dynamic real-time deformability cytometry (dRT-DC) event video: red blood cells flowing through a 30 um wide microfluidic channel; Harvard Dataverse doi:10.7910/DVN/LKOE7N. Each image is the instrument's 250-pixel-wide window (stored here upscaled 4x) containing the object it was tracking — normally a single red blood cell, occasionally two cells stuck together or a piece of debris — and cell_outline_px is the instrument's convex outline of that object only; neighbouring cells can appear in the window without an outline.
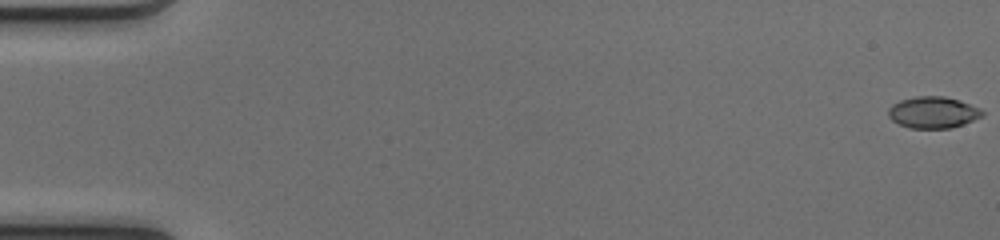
{"species": "common noctule bat (a hibernating species)", "species_latin": "Nyctalus noctula", "temperature_condition": "cold", "stored_images_in_passage": 51, "camera_frame_rate_fps": 3000, "um_per_image_px": 0.085, "animal": {"sex": "female", "body_mass_g": 17.0, "forearm_length_mm": 48.0}, "frame": {"image": 1, "passage_image": 1, "time_ms": 0.0, "image_size_px": [1000, 240], "cell_outline_px": [[984, 116], [964, 124], [952, 128], [908, 128], [892, 120], [888, 116], [888, 108], [892, 104], [900, 100], [916, 96], [944, 96], [960, 100], [980, 108], [984, 112]], "centroid_in_image_um": [79.32, 9.55], "position_along_channel_um": 5.7, "area_um2": 17.46}}
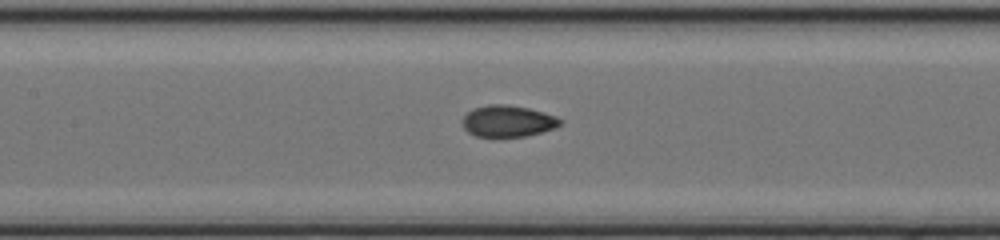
{"frame": {"image": 2, "passage_image": 25, "time_ms": 8.0, "image_size_px": [1000, 240], "cell_outline_px": [[564, 124], [556, 128], [528, 136], [476, 136], [468, 132], [464, 128], [460, 120], [468, 112], [476, 108], [488, 104], [504, 104], [528, 108], [544, 112], [556, 116], [564, 120]], "centroid_in_image_um": [43.22, 10.29], "position_along_channel_um": 164.2, "area_um2": 18.09}}
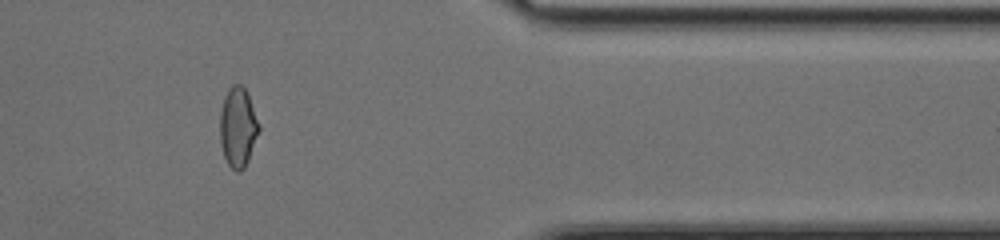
{"frame": {"image": 3, "passage_image": 43, "time_ms": 14.0, "image_size_px": [1000, 240], "cell_outline_px": [[260, 128], [248, 160], [244, 168], [240, 172], [236, 172], [228, 164], [224, 156], [220, 140], [220, 112], [224, 96], [228, 88], [232, 84], [240, 84], [244, 88], [248, 96], [260, 124]], "centroid_in_image_um": [20.21, 10.81], "position_along_channel_um": 391.2, "area_um2": 18.03}, "authors_computed_cell_mechanics": {"area_um2": 17.918, "velocity_mm_per_s": 4.1472, "shape_relaxation_time_tau1_ms": 6.6822, "shape_relaxation_time_tau2_ms": 0.9045, "deformation_change_tau1": 0.1951, "deformation_change_tau2": 0.0452}}